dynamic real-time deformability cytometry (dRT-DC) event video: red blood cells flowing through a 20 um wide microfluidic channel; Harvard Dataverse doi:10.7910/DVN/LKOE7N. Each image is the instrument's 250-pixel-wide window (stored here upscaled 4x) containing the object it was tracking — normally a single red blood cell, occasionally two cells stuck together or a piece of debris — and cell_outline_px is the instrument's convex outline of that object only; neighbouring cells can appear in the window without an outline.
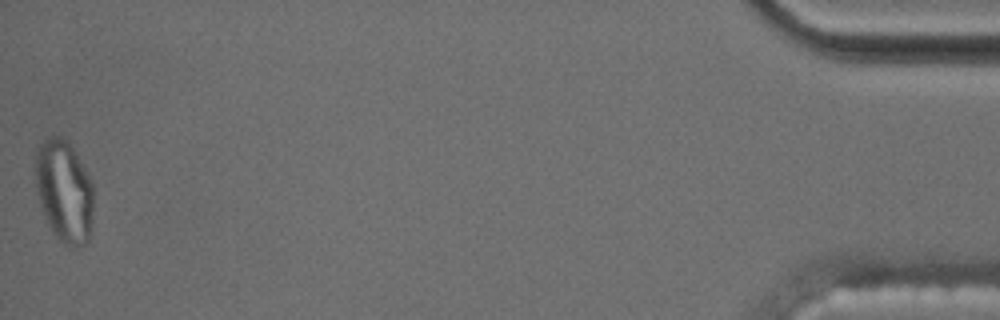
{"species": "common noctule bat (a hibernating species)", "species_latin": "Nyctalus noctula", "temperature_condition": "cold", "stored_images_in_passage": 48, "camera_frame_rate_fps": 3000, "um_per_image_px": 0.085, "animal": {"sex": "male", "body_mass_g": 17.5, "forearm_length_mm": 52.3}, "frame": {"image": 1, "passage_image": 48, "time_ms": 15.667, "image_size_px": [1000, 320], "cell_outline_px": [[92, 232], [88, 240], [84, 244], [68, 248], [56, 236], [48, 224], [40, 204], [36, 192], [36, 148], [44, 136], [60, 136], [72, 148], [88, 176], [92, 184]], "centroid_in_image_um": [5.43, 16.27], "position_along_channel_um": 429.8, "area_um2": 34.45}, "authors_computed_cell_mechanics": {"area_um2": 19.2185, "velocity_mm_per_s": 3.5152, "shape_relaxation_time_tau1_ms": null, "shape_relaxation_time_tau2_ms": 3.1863, "deformation_change_tau1": null, "deformation_change_tau2": 0.0823}}